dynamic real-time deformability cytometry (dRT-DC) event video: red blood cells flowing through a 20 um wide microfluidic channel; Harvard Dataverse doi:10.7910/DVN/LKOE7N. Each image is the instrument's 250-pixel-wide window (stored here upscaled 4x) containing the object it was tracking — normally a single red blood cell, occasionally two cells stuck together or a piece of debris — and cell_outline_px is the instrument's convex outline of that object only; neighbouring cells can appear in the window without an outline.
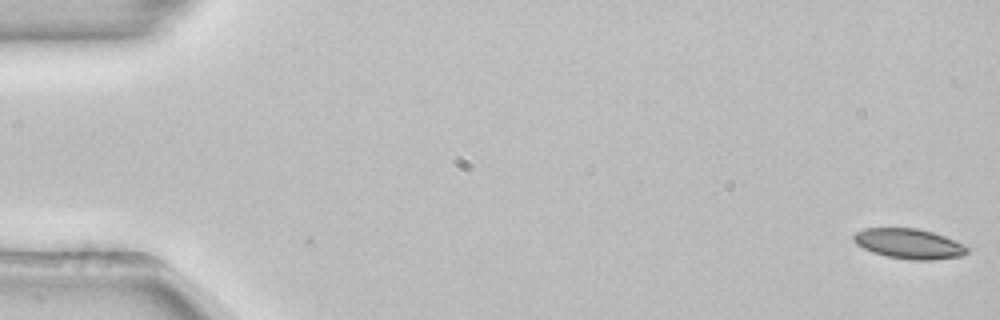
{"species": "common noctule bat (a hibernating species)", "species_latin": "Nyctalus noctula", "temperature_condition": "room temperature", "stored_images_in_passage": 53, "camera_frame_rate_fps": 3000, "um_per_image_px": 0.085, "animal": {"sex": "female", "body_mass_g": 22.7, "forearm_length_mm": 54.2}, "frame": {"image": 1, "passage_image": 1, "time_ms": 0.0, "image_size_px": [1000, 320], "cell_outline_px": [[972, 248], [964, 256], [932, 260], [912, 260], [888, 256], [872, 252], [856, 244], [852, 240], [852, 236], [856, 232], [864, 228], [916, 228], [932, 232], [944, 236], [964, 244]], "centroid_in_image_um": [77.29, 20.72], "position_along_channel_um": 7.7, "area_um2": 20.06}}
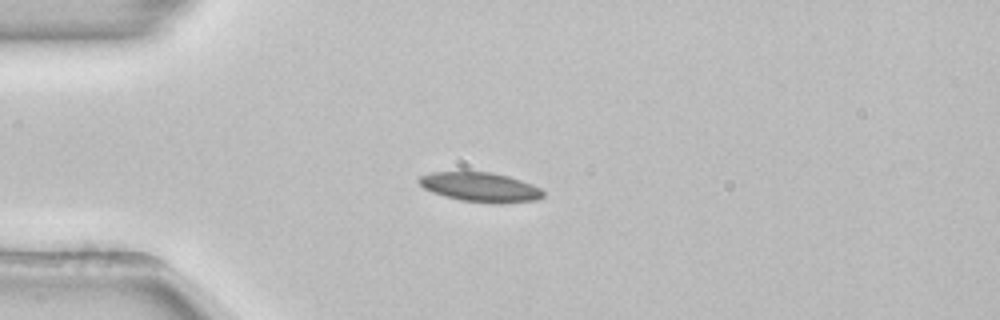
{"frame": {"image": 2, "passage_image": 14, "time_ms": 4.333, "image_size_px": [1000, 320], "cell_outline_px": [[544, 196], [536, 200], [500, 204], [492, 204], [460, 200], [444, 196], [432, 192], [424, 188], [416, 180], [420, 176], [432, 172], [492, 172], [508, 176], [532, 184], [540, 188], [544, 192]], "centroid_in_image_um": [40.83, 15.92], "position_along_channel_um": 44.2, "area_um2": 21.44}}
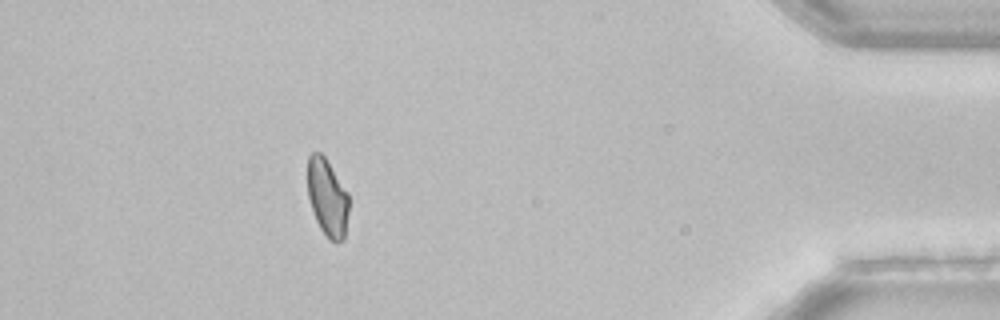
{"frame": {"image": 3, "passage_image": 48, "time_ms": 15.667, "image_size_px": [1000, 320], "cell_outline_px": [[348, 212], [344, 240], [336, 244], [328, 240], [320, 228], [316, 220], [308, 196], [308, 156], [312, 152], [320, 152], [324, 156], [348, 192]], "centroid_in_image_um": [27.83, 16.83], "position_along_channel_um": 407.4, "area_um2": 18.67}}